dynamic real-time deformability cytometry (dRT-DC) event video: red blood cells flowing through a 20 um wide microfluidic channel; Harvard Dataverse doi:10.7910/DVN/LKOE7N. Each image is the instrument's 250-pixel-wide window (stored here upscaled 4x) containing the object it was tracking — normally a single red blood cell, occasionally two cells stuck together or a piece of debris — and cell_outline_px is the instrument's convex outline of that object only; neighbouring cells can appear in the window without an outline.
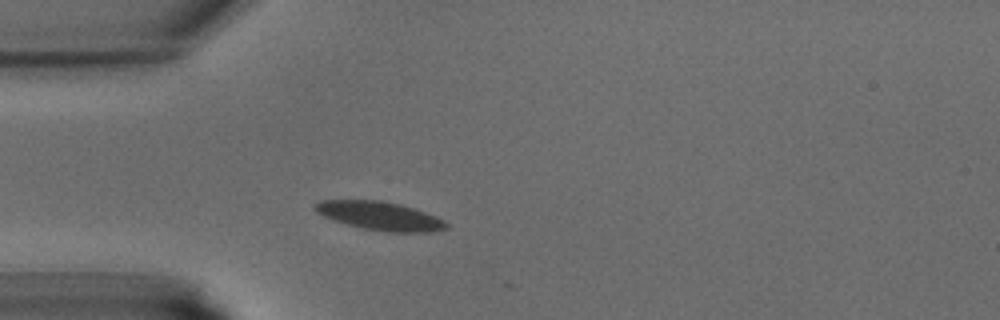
{"species": "common noctule bat (a hibernating species)", "species_latin": "Nyctalus noctula", "temperature_condition": "warm", "stored_images_in_passage": 4, "camera_frame_rate_fps": 3000, "um_per_image_px": 0.085, "animal": {"sex": "male", "body_mass_g": 15.6}, "frame": {"image": 1, "passage_image": 1, "time_ms": 0.0, "image_size_px": [1000, 320], "cell_outline_px": [[448, 228], [432, 232], [388, 232], [364, 228], [332, 220], [316, 212], [312, 208], [320, 200], [380, 200], [400, 204], [436, 216], [444, 220], [448, 224]], "centroid_in_image_um": [32.29, 18.35], "position_along_channel_um": 52.7, "area_um2": 21.73}}